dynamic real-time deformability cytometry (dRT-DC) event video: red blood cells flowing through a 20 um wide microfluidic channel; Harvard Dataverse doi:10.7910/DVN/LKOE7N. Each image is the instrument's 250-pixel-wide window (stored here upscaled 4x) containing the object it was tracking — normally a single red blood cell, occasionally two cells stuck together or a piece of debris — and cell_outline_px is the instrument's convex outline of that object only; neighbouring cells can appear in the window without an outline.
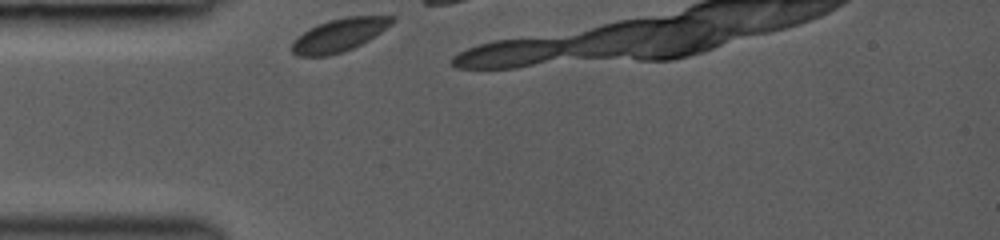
{"species": "common noctule bat (a hibernating species)", "species_latin": "Nyctalus noctula", "temperature_condition": "room temperature", "stored_images_in_passage": 14, "camera_frame_rate_fps": 3000, "um_per_image_px": 0.085, "animal": {"sex": "female", "body_mass_g": 19.0, "forearm_length_mm": 53.3}, "frame": {"image": 1, "passage_image": 1, "time_ms": 0.0, "image_size_px": [1000, 240], "cell_outline_px": [[396, 20], [392, 24], [368, 40], [344, 52], [328, 56], [296, 56], [292, 52], [292, 40], [296, 36], [308, 28], [328, 20], [348, 16], [396, 16]], "centroid_in_image_um": [28.8, 2.98], "position_along_channel_um": 56.2, "area_um2": 19.42}}